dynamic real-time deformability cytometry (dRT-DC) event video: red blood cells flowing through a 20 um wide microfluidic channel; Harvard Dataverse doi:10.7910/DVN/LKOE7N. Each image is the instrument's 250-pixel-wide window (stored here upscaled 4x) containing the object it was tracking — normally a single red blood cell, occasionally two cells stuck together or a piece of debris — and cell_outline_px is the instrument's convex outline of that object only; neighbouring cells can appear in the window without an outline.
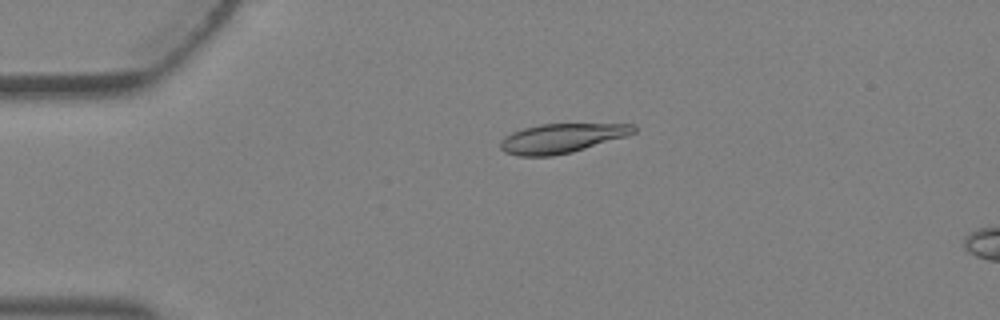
{"species": "Egyptian fruit bat (a non-hibernating species)", "species_latin": "Rousettus aegyptiacus", "temperature_condition": "warm", "stored_images_in_passage": 2, "camera_frame_rate_fps": 3000, "um_per_image_px": 0.085, "animal": {"sex": "female"}, "frame": {"image": 1, "passage_image": 1, "time_ms": 0.0, "image_size_px": [1000, 320], "cell_outline_px": [[636, 132], [628, 136], [572, 152], [552, 156], [516, 156], [504, 152], [500, 148], [500, 140], [504, 136], [512, 132], [524, 128], [540, 124], [636, 124]], "centroid_in_image_um": [47.73, 11.75], "position_along_channel_um": 37.3, "area_um2": 22.95}}